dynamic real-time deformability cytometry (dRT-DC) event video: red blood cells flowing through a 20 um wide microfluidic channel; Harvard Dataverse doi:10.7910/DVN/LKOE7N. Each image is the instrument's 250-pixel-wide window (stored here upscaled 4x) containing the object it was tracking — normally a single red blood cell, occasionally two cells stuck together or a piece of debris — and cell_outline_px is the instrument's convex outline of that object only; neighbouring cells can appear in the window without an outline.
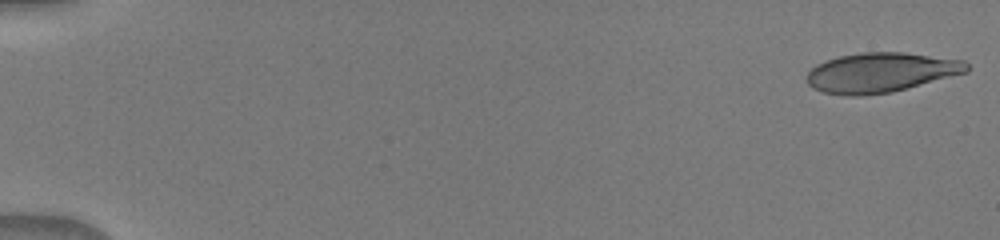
{"species": "human", "species_latin": "Homo sapiens", "temperature_condition": "warm", "stored_images_in_passage": 50, "camera_frame_rate_fps": 3000, "um_per_image_px": 0.085, "donor": {"sex": "male"}, "frame": {"image": 1, "passage_image": 1, "time_ms": 0.0, "image_size_px": [1000, 240], "cell_outline_px": [[968, 72], [892, 92], [860, 96], [848, 96], [824, 92], [812, 88], [808, 84], [808, 72], [816, 64], [824, 60], [840, 56], [864, 52], [904, 52], [964, 60], [968, 64]], "centroid_in_image_um": [74.87, 6.16], "position_along_channel_um": 10.1, "area_um2": 36.99}}
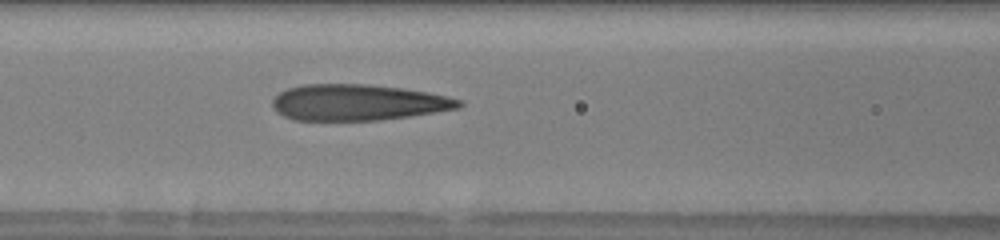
{"frame": {"image": 2, "passage_image": 23, "time_ms": 7.333, "image_size_px": [1000, 240], "cell_outline_px": [[464, 104], [460, 108], [408, 116], [380, 120], [292, 120], [276, 112], [272, 108], [272, 100], [280, 92], [288, 88], [304, 84], [368, 84], [400, 88], [428, 92], [460, 100]], "centroid_in_image_um": [30.38, 8.71], "position_along_channel_um": 136.2, "area_um2": 39.13}}
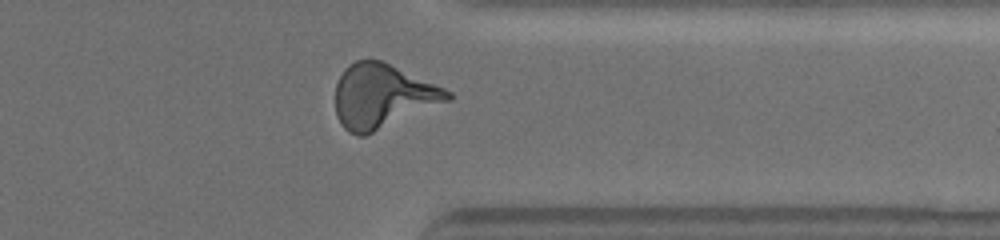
{"frame": {"image": 3, "passage_image": 41, "time_ms": 13.333, "image_size_px": [1000, 240], "cell_outline_px": [[452, 100], [364, 136], [356, 136], [348, 132], [340, 124], [336, 116], [336, 84], [344, 68], [348, 64], [356, 60], [380, 60], [444, 88], [452, 92]], "centroid_in_image_um": [32.5, 8.19], "position_along_channel_um": 378.9, "area_um2": 41.79}}